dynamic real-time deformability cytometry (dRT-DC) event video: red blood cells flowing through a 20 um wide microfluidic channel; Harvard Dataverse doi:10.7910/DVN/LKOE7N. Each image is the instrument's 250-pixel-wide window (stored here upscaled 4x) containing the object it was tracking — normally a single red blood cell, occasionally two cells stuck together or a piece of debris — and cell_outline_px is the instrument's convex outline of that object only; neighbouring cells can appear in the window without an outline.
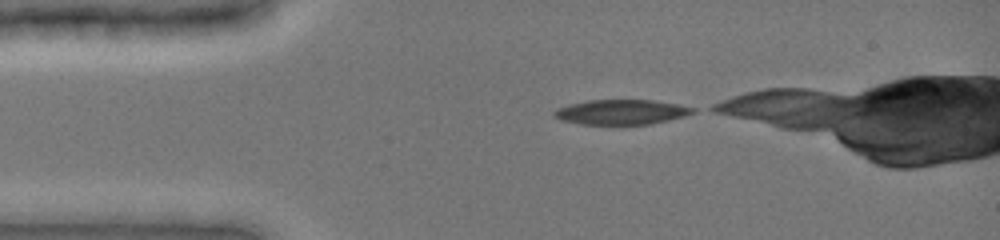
{"species": "common noctule bat (a hibernating species)", "species_latin": "Nyctalus noctula", "temperature_condition": "cold", "stored_images_in_passage": 25, "camera_frame_rate_fps": 3000, "um_per_image_px": 0.085, "animal": {"sex": "female", "body_mass_g": 19.0, "forearm_length_mm": 51.5}, "frame": {"image": 1, "passage_image": 1, "time_ms": 0.0, "image_size_px": [1000, 240], "cell_outline_px": [[696, 112], [684, 116], [668, 120], [648, 124], [580, 124], [560, 120], [552, 116], [552, 112], [556, 108], [568, 104], [588, 100], [652, 100], [676, 104], [696, 108]], "centroid_in_image_um": [52.76, 9.52], "position_along_channel_um": 32.2, "area_um2": 20.17}}
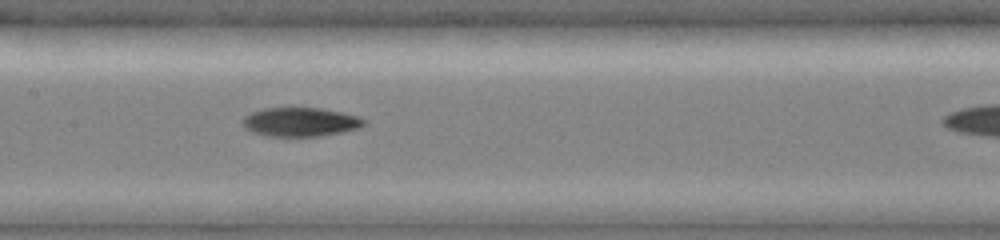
{"frame": {"image": 2, "passage_image": 15, "time_ms": 4.667, "image_size_px": [1000, 240], "cell_outline_px": [[368, 120], [360, 128], [344, 132], [320, 136], [268, 136], [244, 128], [240, 124], [240, 120], [244, 116], [252, 112], [264, 108], [320, 108], [360, 116]], "centroid_in_image_um": [25.55, 10.37], "position_along_channel_um": 181.9, "area_um2": 20.63}}
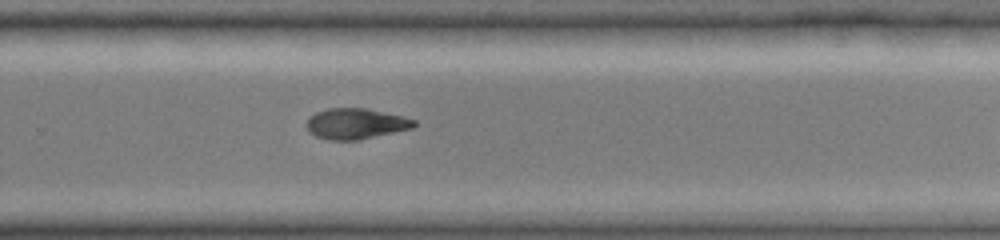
{"frame": {"image": 3, "passage_image": 24, "time_ms": 7.667, "image_size_px": [1000, 240], "cell_outline_px": [[416, 124], [412, 128], [356, 140], [328, 140], [316, 136], [308, 132], [304, 124], [316, 112], [328, 108], [368, 108], [404, 116], [416, 120]], "centroid_in_image_um": [30.22, 10.5], "position_along_channel_um": 299.6, "area_um2": 19.25}}